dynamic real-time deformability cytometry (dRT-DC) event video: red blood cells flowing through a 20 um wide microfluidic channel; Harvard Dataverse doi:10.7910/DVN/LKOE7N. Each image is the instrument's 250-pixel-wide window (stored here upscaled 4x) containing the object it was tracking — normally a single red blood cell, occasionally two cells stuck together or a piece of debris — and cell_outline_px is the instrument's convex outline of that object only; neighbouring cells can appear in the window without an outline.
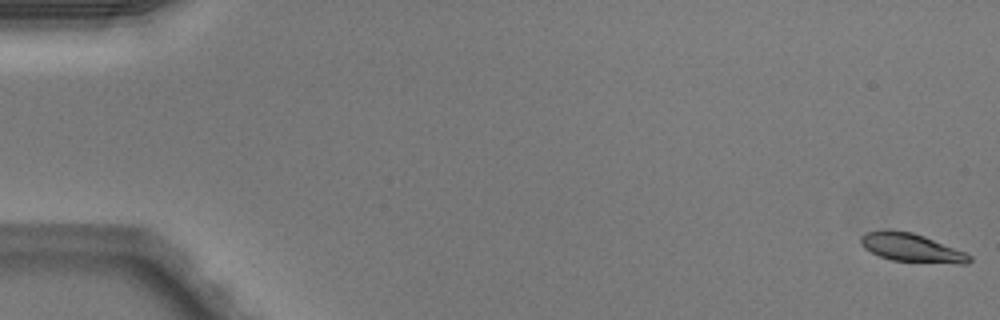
{"species": "Egyptian fruit bat (a non-hibernating species)", "species_latin": "Rousettus aegyptiacus", "temperature_condition": "warm", "stored_images_in_passage": 51, "camera_frame_rate_fps": 3000, "um_per_image_px": 0.085, "animal": {"sex": "male"}, "frame": {"image": 1, "passage_image": 1, "time_ms": 0.0, "image_size_px": [1000, 320], "cell_outline_px": [[972, 260], [968, 264], [960, 264], [892, 260], [880, 256], [864, 248], [860, 244], [860, 236], [864, 232], [884, 228], [888, 228], [912, 232], [924, 236], [964, 252], [972, 256]], "centroid_in_image_um": [77.42, 21.03], "position_along_channel_um": 7.6, "area_um2": 18.21}}
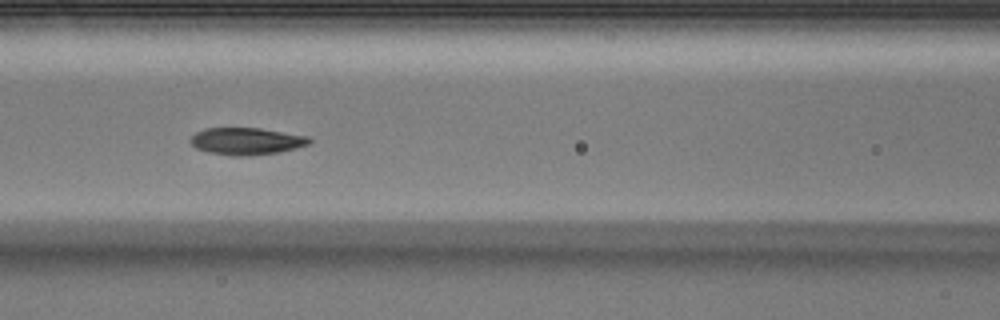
{"frame": {"image": 2, "passage_image": 23, "time_ms": 7.333, "image_size_px": [1000, 320], "cell_outline_px": [[312, 144], [280, 152], [248, 156], [232, 156], [208, 152], [196, 148], [188, 140], [196, 132], [204, 128], [260, 128], [308, 136], [312, 140]], "centroid_in_image_um": [20.96, 12.0], "position_along_channel_um": 145.6, "area_um2": 18.96}}
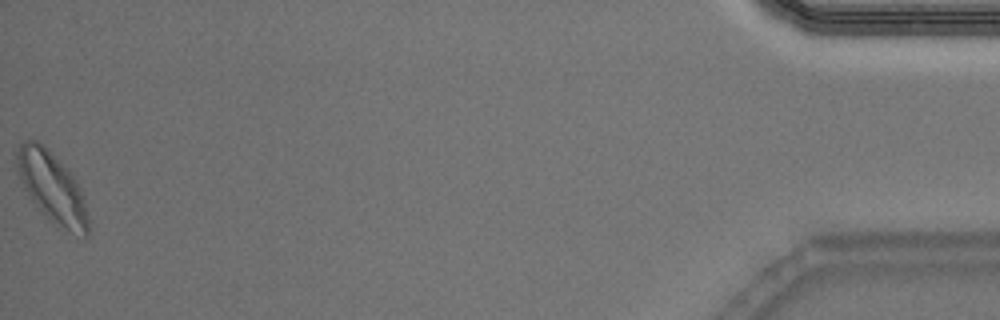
{"frame": {"image": 3, "passage_image": 51, "time_ms": 16.667, "image_size_px": [1000, 320], "cell_outline_px": [[88, 236], [84, 240], [48, 220], [32, 200], [24, 188], [16, 172], [12, 152], [24, 140], [36, 140], [44, 144], [68, 168], [76, 180], [80, 188], [84, 200], [88, 216]], "centroid_in_image_um": [4.38, 15.9], "position_along_channel_um": 430.8, "area_um2": 30.23}, "authors_computed_cell_mechanics": {"area_um2": 18.9584, "velocity_mm_per_s": 4.0517, "shape_relaxation_time_tau1_ms": 2.3303, "shape_relaxation_time_tau2_ms": 1.6235, "deformation_change_tau1": 0.1133, "deformation_change_tau2": 0.0648}}